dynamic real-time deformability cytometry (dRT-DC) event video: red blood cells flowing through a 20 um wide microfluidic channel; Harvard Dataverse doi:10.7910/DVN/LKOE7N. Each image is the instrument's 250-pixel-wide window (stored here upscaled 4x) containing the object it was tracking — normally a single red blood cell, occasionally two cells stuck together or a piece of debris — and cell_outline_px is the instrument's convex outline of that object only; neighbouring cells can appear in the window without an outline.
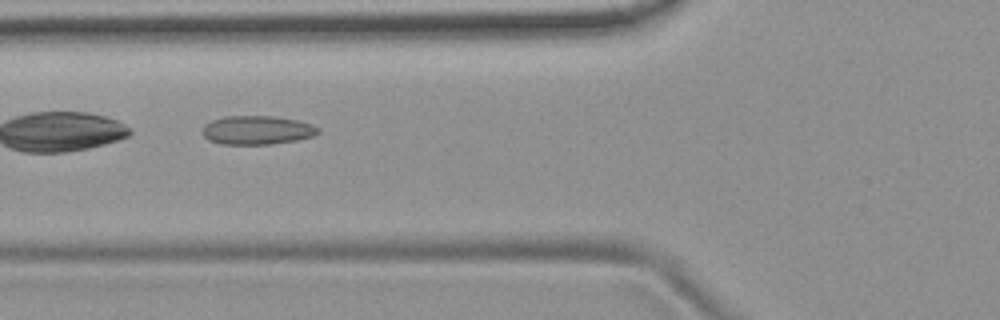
{"species": "common noctule bat (a hibernating species)", "species_latin": "Nyctalus noctula", "temperature_condition": "room temperature", "stored_images_in_passage": 35, "camera_frame_rate_fps": 3000, "um_per_image_px": 0.085, "animal": {"sex": "female", "body_mass_g": 19.9}, "frame": {"image": 1, "passage_image": 6, "time_ms": 1.667, "image_size_px": [1000, 320], "cell_outline_px": [[320, 132], [312, 136], [296, 140], [272, 144], [220, 144], [208, 140], [204, 136], [204, 124], [212, 120], [224, 116], [276, 116], [296, 120], [312, 124], [320, 128]], "centroid_in_image_um": [21.86, 11.06], "position_along_channel_um": 103.9, "area_um2": 19.42}, "authors_computed_cell_mechanics": {"area_um2": 18.3804, "velocity_mm_per_s": 3.7752, "shape_relaxation_time_tau1_ms": null, "shape_relaxation_time_tau2_ms": 1.8893, "deformation_change_tau1": null, "deformation_change_tau2": 0.0858}}